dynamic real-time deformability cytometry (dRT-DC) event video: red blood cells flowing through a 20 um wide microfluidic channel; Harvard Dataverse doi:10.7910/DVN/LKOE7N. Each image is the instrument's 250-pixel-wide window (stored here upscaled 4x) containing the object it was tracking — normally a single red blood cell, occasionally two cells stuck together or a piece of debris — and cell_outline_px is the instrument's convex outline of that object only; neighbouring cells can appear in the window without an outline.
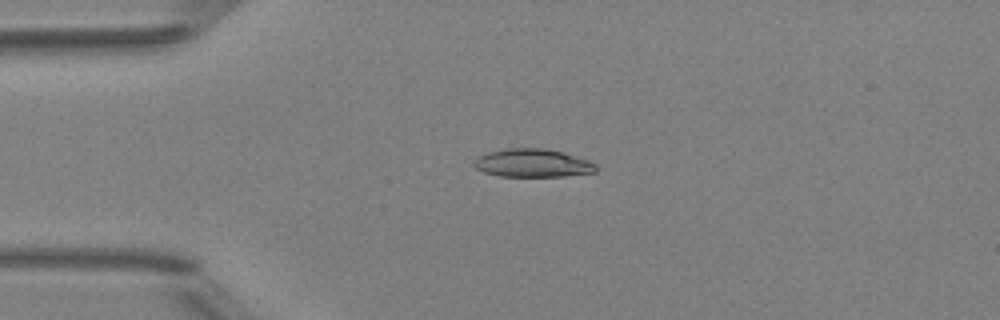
{"species": "Egyptian fruit bat (a non-hibernating species)", "species_latin": "Rousettus aegyptiacus", "temperature_condition": "room temperature", "stored_images_in_passage": 5, "camera_frame_rate_fps": 3000, "um_per_image_px": 0.085, "animal": {"sex": "female"}, "frame": {"image": 1, "passage_image": 3, "time_ms": 3.0, "image_size_px": [1000, 320], "cell_outline_px": [[596, 172], [564, 176], [500, 176], [484, 172], [476, 168], [472, 164], [472, 160], [488, 152], [508, 148], [544, 148], [564, 152], [588, 160], [596, 164]], "centroid_in_image_um": [45.27, 13.86], "position_along_channel_um": 39.7, "area_um2": 20.06}}
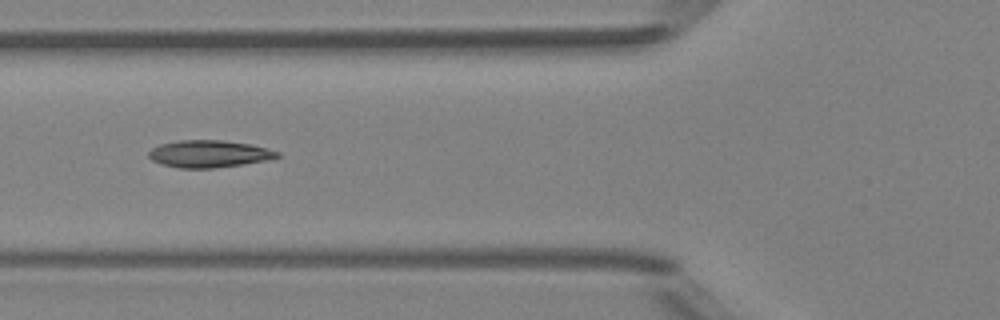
{"frame": {"image": 2, "passage_image": 5, "time_ms": 5.333, "image_size_px": [1000, 320], "cell_outline_px": [[280, 156], [268, 160], [244, 164], [212, 168], [180, 168], [160, 164], [152, 160], [148, 156], [148, 152], [152, 148], [160, 144], [176, 140], [224, 140], [248, 144], [268, 148], [280, 152]], "centroid_in_image_um": [17.76, 13.07], "position_along_channel_um": 108.0, "area_um2": 20.46}}